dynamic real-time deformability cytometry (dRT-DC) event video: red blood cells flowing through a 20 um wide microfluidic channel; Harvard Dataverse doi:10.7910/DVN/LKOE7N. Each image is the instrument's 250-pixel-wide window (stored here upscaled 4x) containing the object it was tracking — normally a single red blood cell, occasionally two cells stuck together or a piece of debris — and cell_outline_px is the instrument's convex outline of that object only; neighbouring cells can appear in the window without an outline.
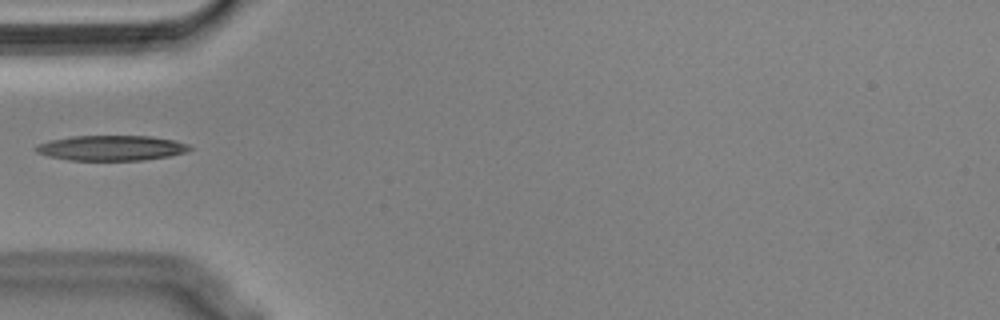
{"species": "Egyptian fruit bat (a non-hibernating species)", "species_latin": "Rousettus aegyptiacus", "temperature_condition": "cold", "stored_images_in_passage": 20, "camera_frame_rate_fps": 3000, "um_per_image_px": 0.085, "animal": {"sex": "male"}, "frame": {"image": 1, "passage_image": 1, "time_ms": 0.0, "image_size_px": [1000, 320], "cell_outline_px": [[192, 148], [184, 152], [168, 156], [140, 160], [68, 160], [48, 156], [36, 152], [32, 148], [36, 144], [48, 140], [72, 136], [152, 136], [176, 140], [188, 144]], "centroid_in_image_um": [9.4, 12.57], "position_along_channel_um": 75.6, "area_um2": 22.66}}
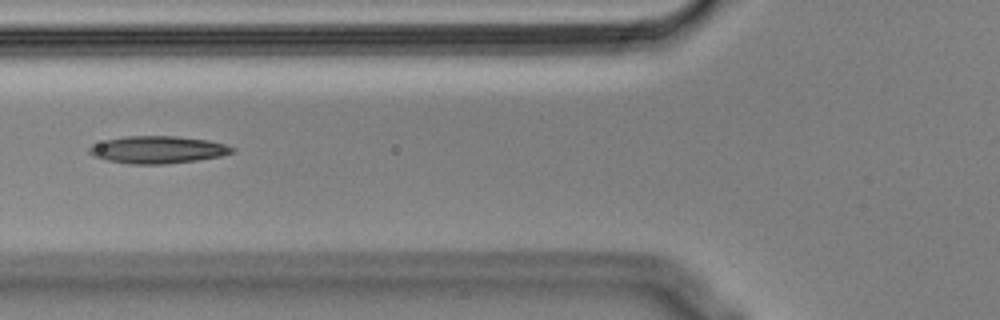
{"frame": {"image": 2, "passage_image": 4, "time_ms": 1.0, "image_size_px": [1000, 320], "cell_outline_px": [[236, 152], [220, 156], [196, 160], [164, 164], [128, 164], [108, 160], [92, 156], [88, 152], [88, 148], [92, 144], [124, 136], [172, 136], [208, 140], [224, 144], [236, 148]], "centroid_in_image_um": [13.4, 12.73], "position_along_channel_um": 112.4, "area_um2": 22.72}}
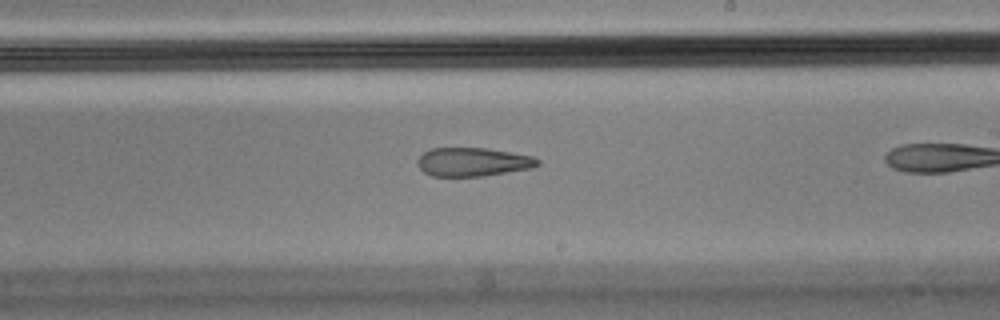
{"frame": {"image": 3, "passage_image": 12, "time_ms": 3.667, "image_size_px": [1000, 320], "cell_outline_px": [[540, 164], [532, 168], [484, 176], [432, 176], [424, 172], [420, 168], [416, 160], [424, 152], [432, 148], [488, 148], [532, 156], [540, 160]], "centroid_in_image_um": [40.2, 13.76], "position_along_channel_um": 248.8, "area_um2": 20.06}}